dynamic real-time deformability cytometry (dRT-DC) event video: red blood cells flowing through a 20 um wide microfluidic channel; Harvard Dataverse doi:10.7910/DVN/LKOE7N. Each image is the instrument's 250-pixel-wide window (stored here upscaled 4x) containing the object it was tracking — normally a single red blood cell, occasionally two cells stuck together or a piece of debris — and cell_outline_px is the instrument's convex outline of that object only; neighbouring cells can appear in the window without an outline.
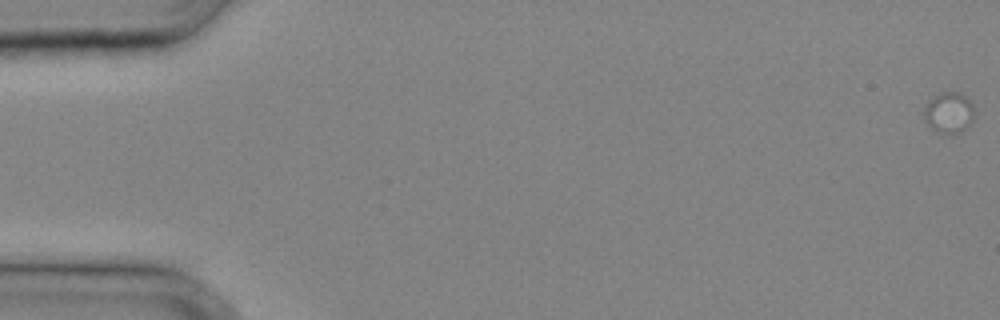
{"species": "common noctule bat (a hibernating species)", "species_latin": "Nyctalus noctula", "temperature_condition": "cold", "stored_images_in_passage": 4, "camera_frame_rate_fps": 3000, "um_per_image_px": 0.085, "animal": {"sex": "male", "body_mass_g": 20.4}, "frame": {"image": 1, "passage_image": 1, "time_ms": 0.0, "image_size_px": [1000, 320], "cell_outline_px": [[976, 116], [968, 128], [952, 136], [948, 136], [928, 128], [924, 120], [924, 108], [928, 100], [932, 96], [940, 92], [956, 92], [968, 96], [976, 112]], "centroid_in_image_um": [80.67, 9.61], "position_along_channel_um": 4.3, "area_um2": 12.83}}